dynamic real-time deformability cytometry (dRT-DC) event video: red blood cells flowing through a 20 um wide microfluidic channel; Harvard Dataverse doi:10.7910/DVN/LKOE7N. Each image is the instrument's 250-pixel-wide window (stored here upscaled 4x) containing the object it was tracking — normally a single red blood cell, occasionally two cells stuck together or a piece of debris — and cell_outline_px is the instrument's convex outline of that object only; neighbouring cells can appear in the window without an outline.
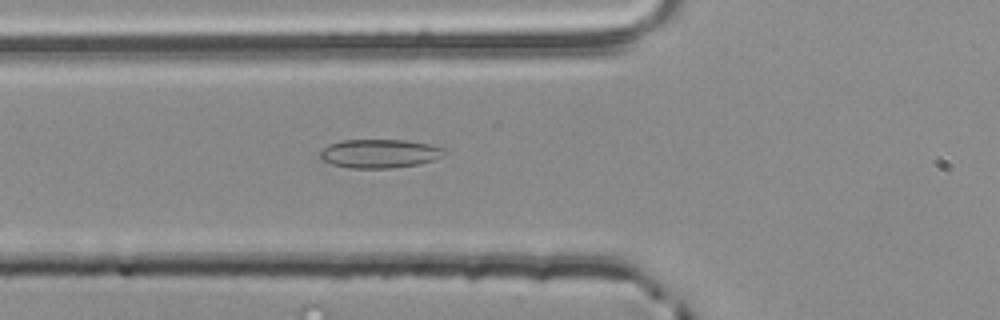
{"species": "common noctule bat (a hibernating species)", "species_latin": "Nyctalus noctula", "temperature_condition": "room temperature", "stored_images_in_passage": 35, "camera_frame_rate_fps": 3000, "um_per_image_px": 0.085, "animal": {"sex": "male", "body_mass_g": 20.4}, "frame": {"image": 1, "passage_image": 3, "time_ms": 0.667, "image_size_px": [1000, 320], "cell_outline_px": [[448, 152], [432, 160], [420, 164], [392, 168], [348, 168], [332, 164], [320, 160], [320, 152], [328, 144], [340, 140], [404, 140], [428, 144], [444, 148]], "centroid_in_image_um": [32.23, 13.05], "position_along_channel_um": 93.6, "area_um2": 20.87}}
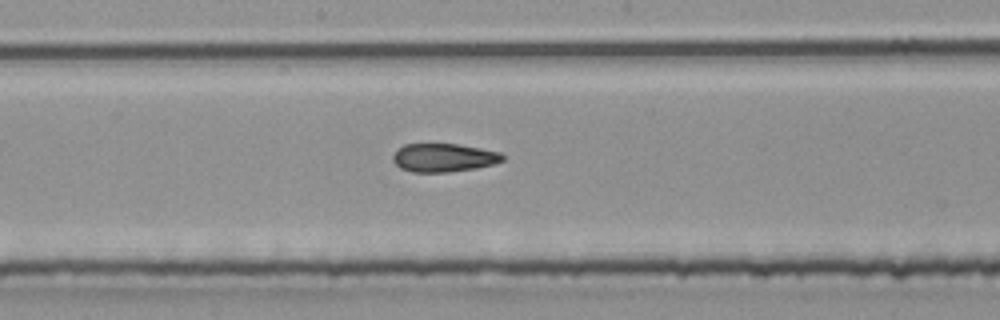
{"frame": {"image": 2, "passage_image": 12, "time_ms": 3.667, "image_size_px": [1000, 320], "cell_outline_px": [[504, 160], [496, 164], [476, 168], [448, 172], [412, 172], [400, 168], [392, 160], [392, 156], [404, 144], [456, 144], [480, 148], [500, 152], [504, 156]], "centroid_in_image_um": [37.73, 13.41], "position_along_channel_um": 210.5, "area_um2": 18.15}}
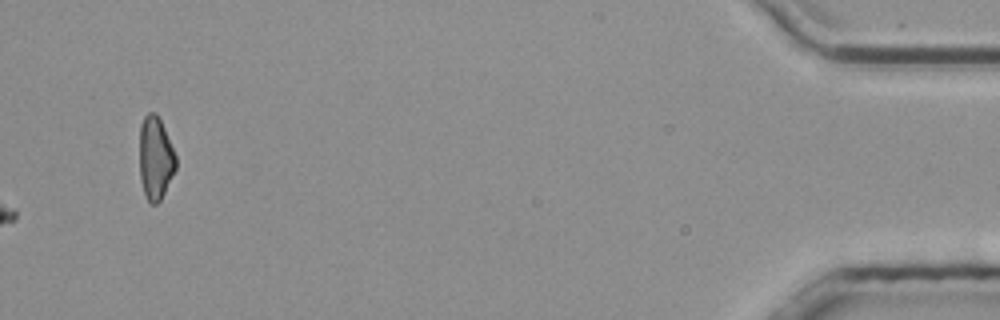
{"frame": {"image": 3, "passage_image": 35, "time_ms": 11.333, "image_size_px": [1000, 320], "cell_outline_px": [[176, 168], [160, 200], [156, 204], [148, 204], [144, 192], [140, 176], [140, 128], [144, 116], [148, 112], [156, 112], [164, 128], [176, 156]], "centroid_in_image_um": [13.2, 13.44], "position_along_channel_um": 422.0, "area_um2": 17.4}, "authors_computed_cell_mechanics": {"area_um2": 18.2648, "velocity_mm_per_s": 3.8813, "shape_relaxation_time_tau1_ms": null, "shape_relaxation_time_tau2_ms": 3.0062, "deformation_change_tau1": null, "deformation_change_tau2": 0.0744}}